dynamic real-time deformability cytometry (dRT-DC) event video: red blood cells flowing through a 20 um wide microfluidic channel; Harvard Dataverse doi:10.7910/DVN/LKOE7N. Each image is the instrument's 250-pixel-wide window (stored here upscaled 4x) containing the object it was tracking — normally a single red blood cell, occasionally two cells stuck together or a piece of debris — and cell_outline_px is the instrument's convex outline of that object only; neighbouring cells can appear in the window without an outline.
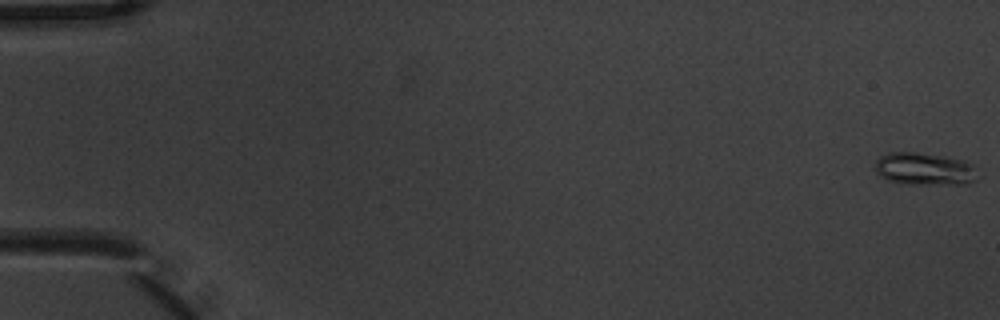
{"species": "common noctule bat (a hibernating species)", "species_latin": "Nyctalus noctula", "temperature_condition": "warm", "stored_images_in_passage": 5, "camera_frame_rate_fps": 3000, "um_per_image_px": 0.085, "animal": {"sex": "male", "body_mass_g": 20.1, "forearm_length_mm": 53.5}, "frame": {"image": 1, "passage_image": 1, "time_ms": 0.0, "image_size_px": [1000, 320], "cell_outline_px": [[976, 180], [968, 184], [904, 184], [888, 180], [880, 176], [876, 168], [876, 160], [880, 156], [888, 152], [916, 152], [944, 156], [964, 160], [972, 164]], "centroid_in_image_um": [78.56, 14.36], "position_along_channel_um": 6.4, "area_um2": 19.36}}